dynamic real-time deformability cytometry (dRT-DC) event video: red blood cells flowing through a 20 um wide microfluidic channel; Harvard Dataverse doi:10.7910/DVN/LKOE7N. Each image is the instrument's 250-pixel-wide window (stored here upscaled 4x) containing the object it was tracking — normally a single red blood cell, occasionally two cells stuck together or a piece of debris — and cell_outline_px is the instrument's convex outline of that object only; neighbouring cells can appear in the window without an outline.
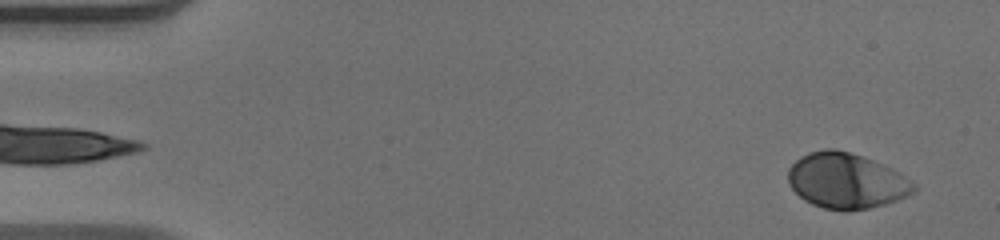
{"species": "human", "species_latin": "Homo sapiens", "temperature_condition": "warm", "stored_images_in_passage": 51, "camera_frame_rate_fps": 3000, "um_per_image_px": 0.085, "donor": {"sex": "male"}, "frame": {"image": 1, "passage_image": 2, "time_ms": 0.333, "image_size_px": [1000, 240], "cell_outline_px": [[920, 188], [896, 200], [884, 204], [868, 208], [844, 212], [824, 208], [812, 204], [804, 200], [788, 184], [788, 168], [800, 156], [808, 152], [824, 148], [832, 148], [864, 156], [892, 168], [916, 184]], "centroid_in_image_um": [71.92, 15.36], "position_along_channel_um": 13.1, "area_um2": 40.81}}
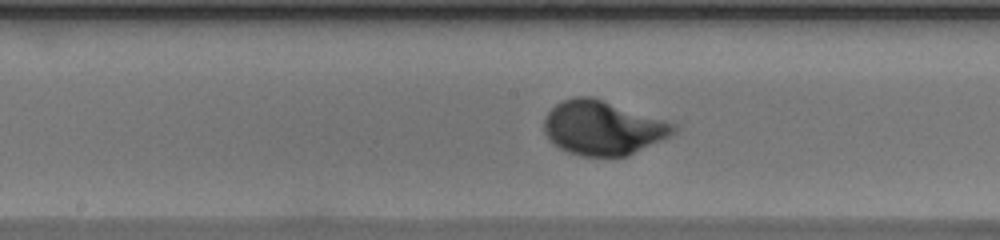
{"frame": {"image": 2, "passage_image": 26, "time_ms": 8.333, "image_size_px": [1000, 240], "cell_outline_px": [[676, 132], [672, 136], [628, 156], [580, 156], [568, 152], [552, 144], [548, 140], [544, 132], [544, 116], [556, 104], [564, 100], [576, 96], [592, 96], [676, 124]], "centroid_in_image_um": [51.23, 10.88], "position_along_channel_um": 197.0, "area_um2": 41.1}}
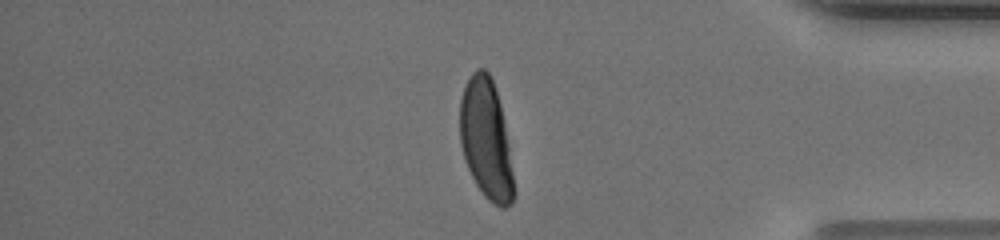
{"frame": {"image": 3, "passage_image": 43, "time_ms": 14.0, "image_size_px": [1000, 240], "cell_outline_px": [[516, 196], [512, 204], [504, 208], [500, 208], [492, 204], [484, 196], [476, 184], [464, 160], [460, 144], [460, 100], [464, 88], [472, 72], [476, 68], [484, 68], [488, 72], [492, 80], [500, 104], [508, 144], [516, 192]], "centroid_in_image_um": [41.32, 11.91], "position_along_channel_um": 393.9, "area_um2": 37.74}, "authors_computed_cell_mechanics": {"area_um2": 39.3618, "velocity_mm_per_s": 3.9231, "shape_relaxation_time_tau1_ms": 2.3685, "shape_relaxation_time_tau2_ms": null, "deformation_change_tau1": 0.1814, "deformation_change_tau2": null}}